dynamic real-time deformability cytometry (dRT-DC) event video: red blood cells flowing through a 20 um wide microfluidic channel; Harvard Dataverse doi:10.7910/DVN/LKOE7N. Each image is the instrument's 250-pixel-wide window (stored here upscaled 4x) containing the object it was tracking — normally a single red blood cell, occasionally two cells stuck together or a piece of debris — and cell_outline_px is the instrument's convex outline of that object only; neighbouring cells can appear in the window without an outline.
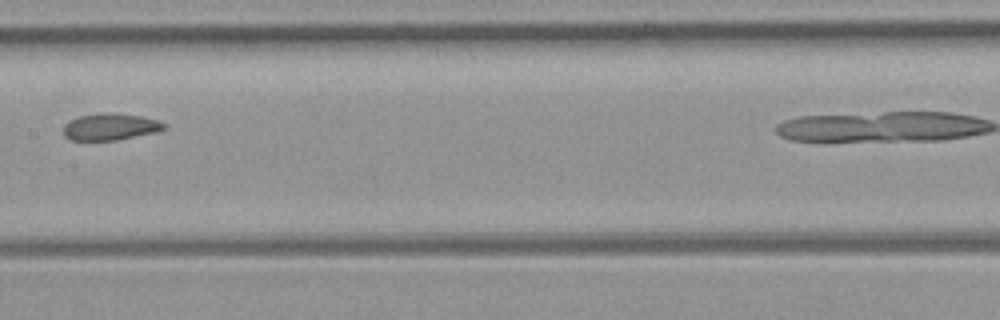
{"species": "common noctule bat (a hibernating species)", "species_latin": "Nyctalus noctula", "temperature_condition": "room temperature", "stored_images_in_passage": 7, "camera_frame_rate_fps": 3000, "um_per_image_px": 0.085, "animal": {"sex": "female", "body_mass_g": 21.9}, "frame": {"image": 1, "passage_image": 5, "time_ms": 5.333, "image_size_px": [1000, 320], "cell_outline_px": [[168, 128], [152, 132], [116, 140], [72, 140], [64, 136], [64, 124], [68, 120], [80, 116], [100, 112], [112, 112], [140, 116], [156, 120], [164, 124]], "centroid_in_image_um": [9.31, 10.76], "position_along_channel_um": 198.1, "area_um2": 15.55}}